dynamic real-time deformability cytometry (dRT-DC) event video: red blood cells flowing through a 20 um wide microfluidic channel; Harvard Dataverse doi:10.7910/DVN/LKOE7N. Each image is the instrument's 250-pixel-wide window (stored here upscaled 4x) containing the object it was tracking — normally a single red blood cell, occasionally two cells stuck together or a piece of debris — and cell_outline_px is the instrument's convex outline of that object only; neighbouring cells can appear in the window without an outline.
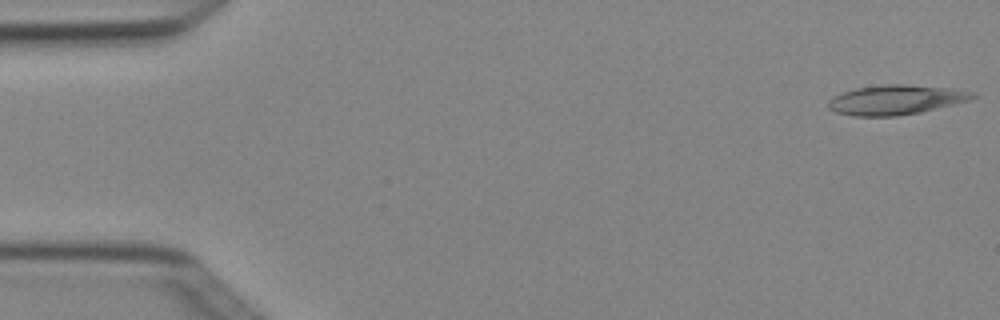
{"species": "Egyptian fruit bat (a non-hibernating species)", "species_latin": "Rousettus aegyptiacus", "temperature_condition": "cold", "stored_images_in_passage": 4, "camera_frame_rate_fps": 3000, "um_per_image_px": 0.085, "animal": {"sex": "female"}, "frame": {"image": 1, "passage_image": 1, "time_ms": 0.0, "image_size_px": [1000, 320], "cell_outline_px": [[980, 96], [972, 100], [920, 112], [896, 116], [852, 116], [836, 112], [828, 108], [828, 100], [832, 96], [856, 88], [884, 84], [904, 84], [952, 88], [976, 92]], "centroid_in_image_um": [76.19, 8.48], "position_along_channel_um": 8.8, "area_um2": 25.2}}
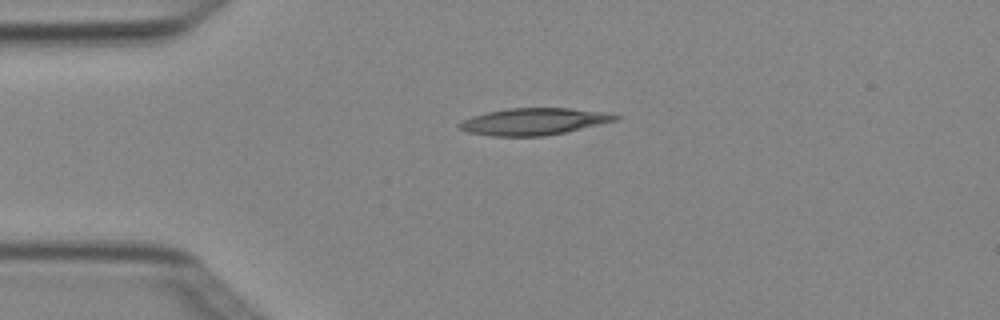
{"frame": {"image": 2, "passage_image": 3, "time_ms": 0.667, "image_size_px": [1000, 320], "cell_outline_px": [[624, 116], [616, 120], [564, 132], [544, 136], [492, 136], [468, 132], [456, 128], [456, 124], [472, 116], [488, 112], [508, 108], [572, 108], [612, 112]], "centroid_in_image_um": [45.4, 10.32], "position_along_channel_um": 39.6, "area_um2": 24.57}}